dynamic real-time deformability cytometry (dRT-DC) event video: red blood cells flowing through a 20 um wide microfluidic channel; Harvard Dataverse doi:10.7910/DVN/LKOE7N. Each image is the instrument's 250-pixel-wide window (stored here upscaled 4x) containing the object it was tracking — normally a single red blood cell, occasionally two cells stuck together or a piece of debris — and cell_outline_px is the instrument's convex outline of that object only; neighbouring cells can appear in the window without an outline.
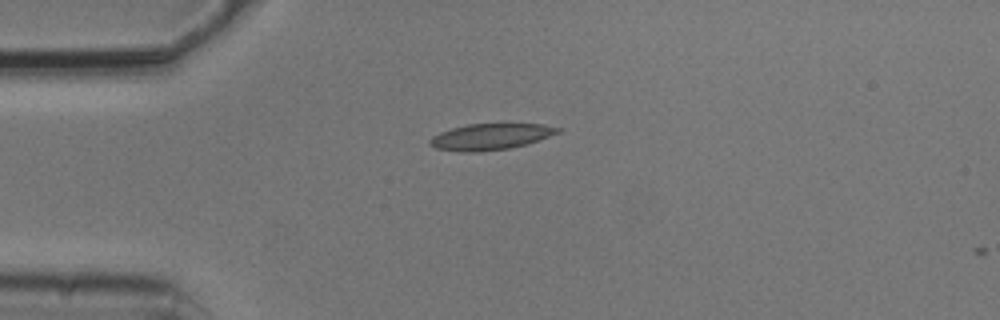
{"species": "common noctule bat (a hibernating species)", "species_latin": "Nyctalus noctula", "temperature_condition": "cold", "stored_images_in_passage": 2, "camera_frame_rate_fps": 3000, "um_per_image_px": 0.085, "animal": {"sex": "male", "body_mass_g": 20.5, "forearm_length_mm": 52.5}, "frame": {"image": 1, "passage_image": 1, "time_ms": 0.0, "image_size_px": [1000, 320], "cell_outline_px": [[564, 128], [560, 132], [524, 144], [508, 148], [480, 152], [460, 152], [436, 148], [428, 144], [428, 140], [432, 136], [440, 132], [452, 128], [468, 124], [540, 124]], "centroid_in_image_um": [41.64, 11.62], "position_along_channel_um": 43.4, "area_um2": 19.36}}